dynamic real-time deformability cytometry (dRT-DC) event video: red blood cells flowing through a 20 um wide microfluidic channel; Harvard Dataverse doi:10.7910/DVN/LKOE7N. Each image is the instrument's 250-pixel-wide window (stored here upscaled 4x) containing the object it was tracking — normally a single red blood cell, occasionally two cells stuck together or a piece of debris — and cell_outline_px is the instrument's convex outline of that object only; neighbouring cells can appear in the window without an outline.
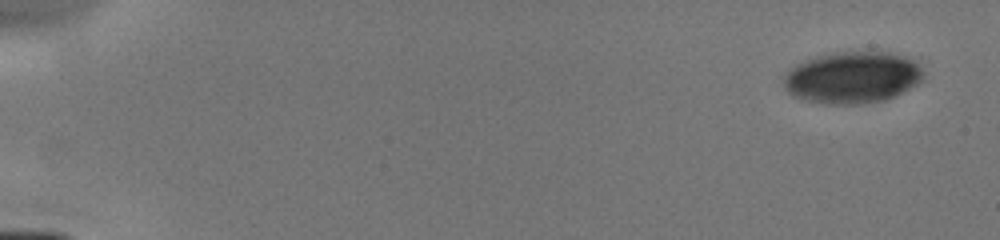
{"species": "human", "species_latin": "Homo sapiens", "temperature_condition": "cold", "stored_images_in_passage": 6, "camera_frame_rate_fps": 3000, "um_per_image_px": 0.085, "donor": {"sex": "male"}, "frame": {"image": 1, "passage_image": 1, "time_ms": 0.0, "image_size_px": [1000, 240], "cell_outline_px": [[924, 76], [916, 84], [884, 100], [860, 104], [828, 104], [808, 100], [796, 96], [788, 92], [784, 84], [784, 76], [796, 64], [804, 60], [816, 56], [836, 52], [888, 52], [900, 56], [916, 64], [924, 72]], "centroid_in_image_um": [72.41, 6.58], "position_along_channel_um": 12.6, "area_um2": 41.27}}
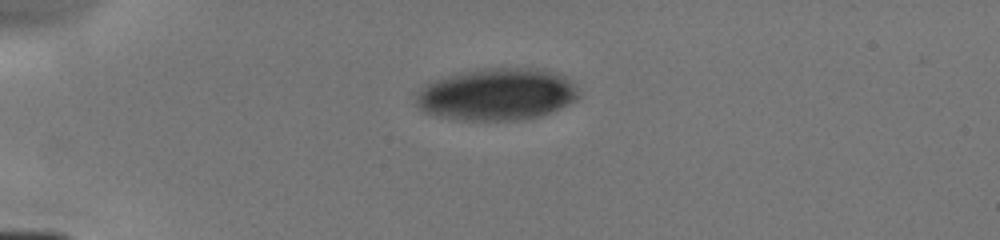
{"frame": {"image": 2, "passage_image": 5, "time_ms": 3.667, "image_size_px": [1000, 240], "cell_outline_px": [[580, 96], [576, 100], [548, 112], [536, 116], [520, 120], [456, 120], [432, 116], [424, 112], [416, 104], [416, 96], [420, 88], [432, 80], [484, 68], [544, 68], [564, 76], [572, 84]], "centroid_in_image_um": [42.18, 8.02], "position_along_channel_um": 42.8, "area_um2": 49.13}}